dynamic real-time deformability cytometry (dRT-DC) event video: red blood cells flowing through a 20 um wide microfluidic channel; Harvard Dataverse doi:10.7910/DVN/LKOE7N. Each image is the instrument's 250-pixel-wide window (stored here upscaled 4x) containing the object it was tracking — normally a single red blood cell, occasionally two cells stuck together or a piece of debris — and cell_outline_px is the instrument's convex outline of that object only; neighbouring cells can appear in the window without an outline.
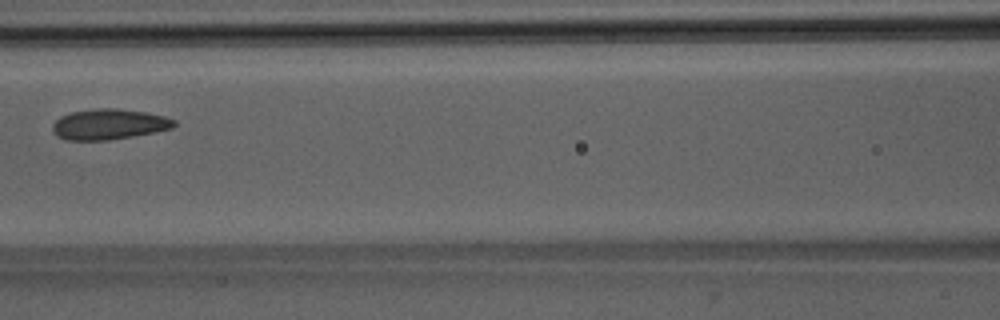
{"species": "Egyptian fruit bat (a non-hibernating species)", "species_latin": "Rousettus aegyptiacus", "temperature_condition": "room temperature", "stored_images_in_passage": 4, "camera_frame_rate_fps": 3000, "um_per_image_px": 0.085, "animal": {"sex": "male"}, "frame": {"image": 1, "passage_image": 4, "time_ms": 4.333, "image_size_px": [1000, 320], "cell_outline_px": [[176, 124], [172, 128], [132, 136], [108, 140], [68, 140], [56, 136], [52, 128], [52, 124], [60, 116], [72, 112], [96, 108], [116, 108], [148, 112], [164, 116], [176, 120]], "centroid_in_image_um": [9.25, 10.55], "position_along_channel_um": 157.3, "area_um2": 21.62}}